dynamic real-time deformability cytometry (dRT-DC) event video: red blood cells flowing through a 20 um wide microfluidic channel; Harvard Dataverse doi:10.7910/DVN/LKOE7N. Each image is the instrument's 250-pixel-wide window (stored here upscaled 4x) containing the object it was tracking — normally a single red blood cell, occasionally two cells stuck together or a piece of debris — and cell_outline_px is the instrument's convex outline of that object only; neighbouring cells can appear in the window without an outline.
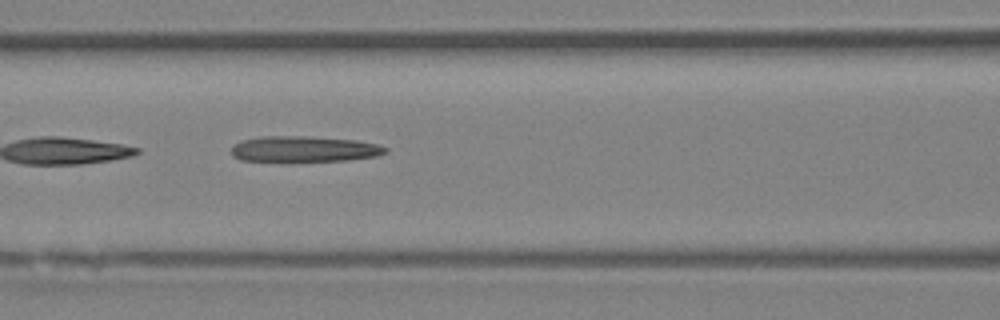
{"species": "Egyptian fruit bat (a non-hibernating species)", "species_latin": "Rousettus aegyptiacus", "temperature_condition": "room temperature", "stored_images_in_passage": 33, "camera_frame_rate_fps": 3000, "um_per_image_px": 0.085, "animal": {"sex": "female"}, "frame": {"image": 1, "passage_image": 13, "time_ms": 4.0, "image_size_px": [1000, 320], "cell_outline_px": [[388, 152], [376, 156], [348, 160], [240, 160], [232, 156], [232, 144], [240, 140], [260, 136], [308, 136], [356, 140], [380, 144], [388, 148]], "centroid_in_image_um": [25.86, 12.64], "position_along_channel_um": 140.7, "area_um2": 23.06}}